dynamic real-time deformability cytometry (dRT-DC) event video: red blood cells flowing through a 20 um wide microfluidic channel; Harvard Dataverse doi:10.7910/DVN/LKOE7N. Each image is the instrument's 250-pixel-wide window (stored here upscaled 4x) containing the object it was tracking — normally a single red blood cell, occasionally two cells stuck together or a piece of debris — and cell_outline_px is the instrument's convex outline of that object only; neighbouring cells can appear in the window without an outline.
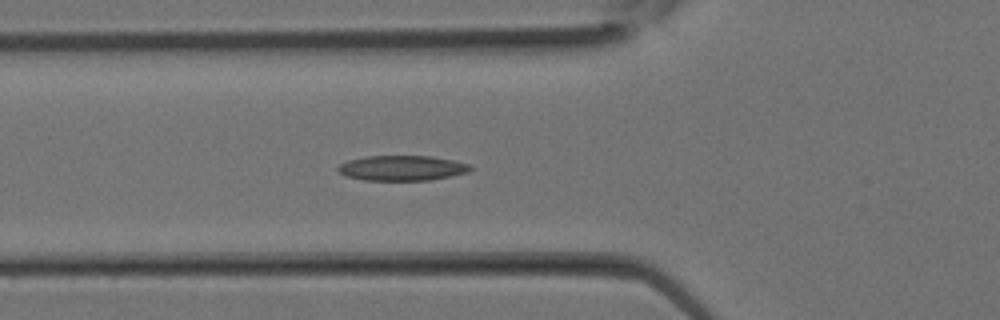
{"species": "Egyptian fruit bat (a non-hibernating species)", "species_latin": "Rousettus aegyptiacus", "temperature_condition": "room temperature", "stored_images_in_passage": 15, "camera_frame_rate_fps": 3000, "um_per_image_px": 0.085, "animal": {"sex": "female"}, "frame": {"image": 1, "passage_image": 11, "time_ms": 3.333, "image_size_px": [1000, 320], "cell_outline_px": [[472, 168], [468, 172], [428, 180], [364, 180], [348, 176], [340, 172], [336, 168], [340, 164], [348, 160], [364, 156], [432, 156], [472, 164]], "centroid_in_image_um": [34.18, 14.27], "position_along_channel_um": 91.6, "area_um2": 19.25}}
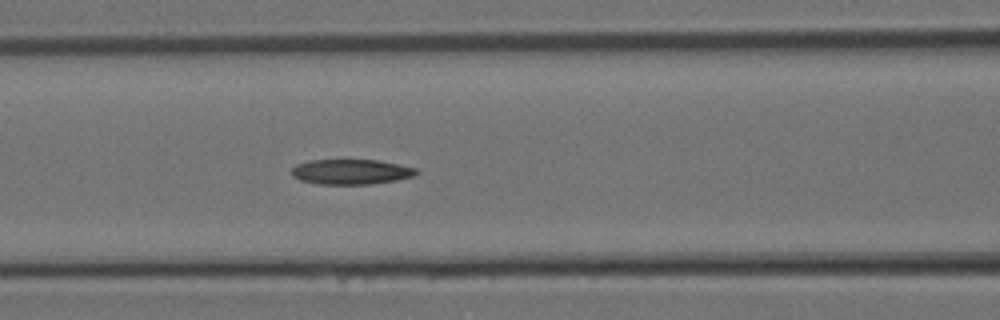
{"frame": {"image": 2, "passage_image": 13, "time_ms": 4.0, "image_size_px": [1000, 320], "cell_outline_px": [[420, 172], [416, 176], [396, 180], [372, 184], [316, 184], [300, 180], [292, 176], [292, 168], [296, 164], [308, 160], [376, 160], [400, 164], [416, 168]], "centroid_in_image_um": [29.86, 14.6], "position_along_channel_um": 136.7, "area_um2": 18.44}}
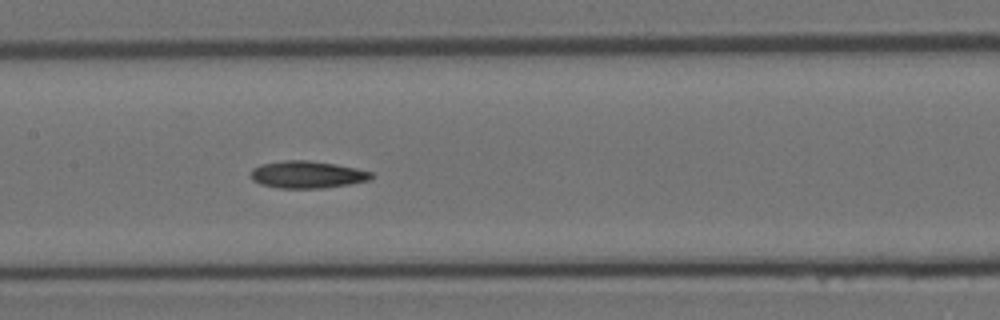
{"frame": {"image": 3, "passage_image": 15, "time_ms": 4.667, "image_size_px": [1000, 320], "cell_outline_px": [[372, 176], [368, 180], [348, 184], [324, 188], [280, 188], [260, 184], [252, 180], [252, 168], [260, 164], [284, 160], [308, 160], [336, 164], [356, 168], [372, 172]], "centroid_in_image_um": [26.09, 14.83], "position_along_channel_um": 181.3, "area_um2": 19.02}}